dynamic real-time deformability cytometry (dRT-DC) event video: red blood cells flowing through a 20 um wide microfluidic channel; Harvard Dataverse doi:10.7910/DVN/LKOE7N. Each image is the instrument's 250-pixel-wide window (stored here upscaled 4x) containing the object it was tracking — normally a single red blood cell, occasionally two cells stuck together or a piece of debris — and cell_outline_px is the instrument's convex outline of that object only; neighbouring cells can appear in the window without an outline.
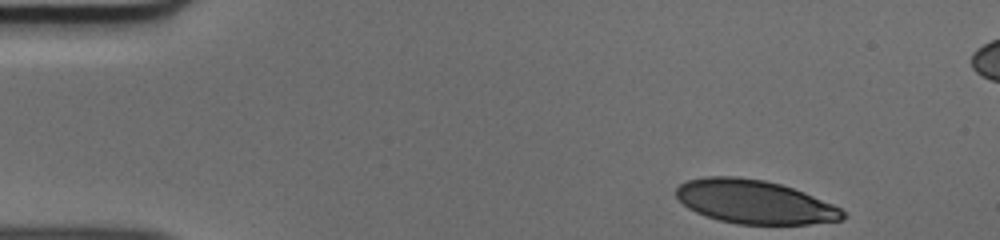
{"species": "human", "species_latin": "Homo sapiens", "temperature_condition": "cold", "stored_images_in_passage": 37, "camera_frame_rate_fps": 3000, "um_per_image_px": 0.085, "donor": {"sex": "male"}, "frame": {"image": 1, "passage_image": 1, "time_ms": 0.0, "image_size_px": [1000, 240], "cell_outline_px": [[848, 216], [844, 220], [808, 224], [736, 224], [704, 216], [688, 208], [676, 196], [676, 188], [680, 184], [688, 180], [708, 176], [736, 176], [764, 180], [780, 184], [804, 192], [832, 204], [840, 208]], "centroid_in_image_um": [64.14, 17.16], "position_along_channel_um": 20.9, "area_um2": 42.37}}
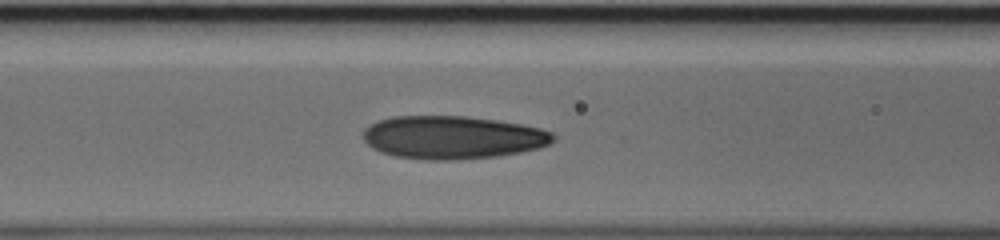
{"frame": {"image": 2, "passage_image": 16, "time_ms": 5.0, "image_size_px": [1000, 240], "cell_outline_px": [[556, 140], [540, 148], [520, 152], [496, 156], [452, 160], [424, 160], [396, 156], [380, 152], [372, 148], [364, 140], [364, 128], [380, 120], [396, 116], [464, 116], [496, 120], [520, 124], [540, 128], [552, 132], [556, 136]], "centroid_in_image_um": [38.49, 11.68], "position_along_channel_um": 128.1, "area_um2": 47.63}}
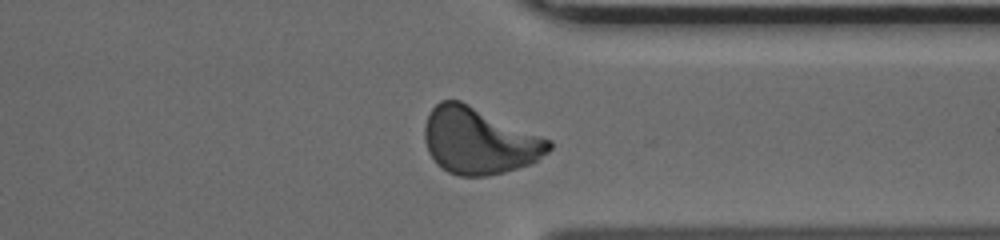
{"frame": {"image": 3, "passage_image": 34, "time_ms": 11.0, "image_size_px": [1000, 240], "cell_outline_px": [[552, 148], [548, 152], [532, 164], [504, 172], [488, 176], [460, 176], [448, 172], [436, 164], [428, 152], [424, 140], [424, 124], [428, 112], [440, 100], [460, 100], [552, 140]], "centroid_in_image_um": [40.71, 11.98], "position_along_channel_um": 370.7, "area_um2": 48.49}}